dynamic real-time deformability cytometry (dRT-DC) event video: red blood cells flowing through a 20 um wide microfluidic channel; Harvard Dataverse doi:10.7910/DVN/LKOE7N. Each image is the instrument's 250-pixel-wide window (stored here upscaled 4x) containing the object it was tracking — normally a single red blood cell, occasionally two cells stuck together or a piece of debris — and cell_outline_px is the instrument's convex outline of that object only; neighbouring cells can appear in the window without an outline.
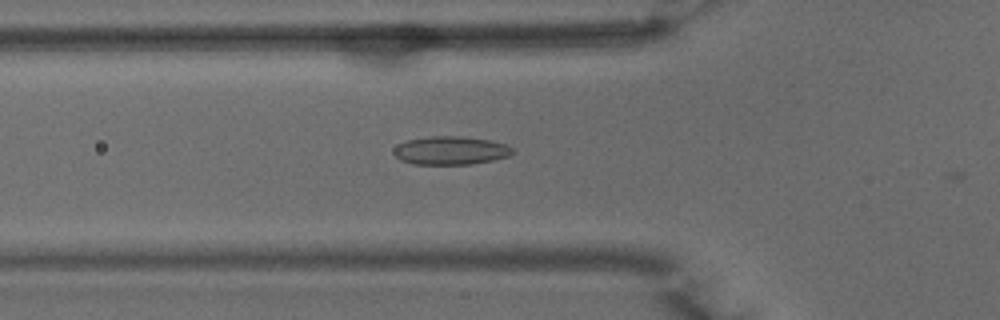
{"species": "common noctule bat (a hibernating species)", "species_latin": "Nyctalus noctula", "temperature_condition": "warm", "stored_images_in_passage": 4, "camera_frame_rate_fps": 3000, "um_per_image_px": 0.085, "animal": {"sex": "male", "body_mass_g": 15.6}, "frame": {"image": 1, "passage_image": 3, "time_ms": 0.667, "image_size_px": [1000, 320], "cell_outline_px": [[516, 152], [508, 156], [492, 160], [472, 164], [412, 164], [400, 160], [392, 152], [400, 144], [408, 140], [432, 136], [460, 136], [492, 140], [508, 144]], "centroid_in_image_um": [38.36, 12.79], "position_along_channel_um": 87.4, "area_um2": 19.65}}